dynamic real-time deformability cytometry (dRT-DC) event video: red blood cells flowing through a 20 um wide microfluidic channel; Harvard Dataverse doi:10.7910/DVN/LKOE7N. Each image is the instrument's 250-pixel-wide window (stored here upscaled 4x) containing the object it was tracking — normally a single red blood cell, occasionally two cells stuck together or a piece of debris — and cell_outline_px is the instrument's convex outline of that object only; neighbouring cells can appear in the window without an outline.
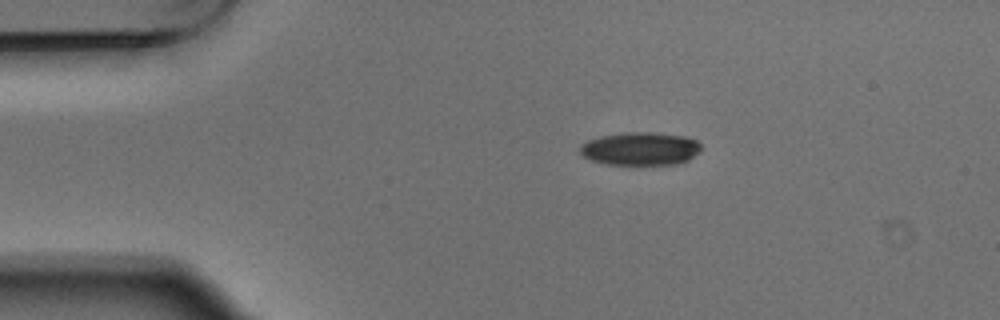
{"species": "Egyptian fruit bat (a non-hibernating species)", "species_latin": "Rousettus aegyptiacus", "temperature_condition": "warm", "stored_images_in_passage": 4, "camera_frame_rate_fps": 3000, "um_per_image_px": 0.085, "animal": {"sex": "male"}, "frame": {"image": 1, "passage_image": 2, "time_ms": 0.333, "image_size_px": [1000, 320], "cell_outline_px": [[700, 152], [688, 160], [676, 164], [604, 164], [592, 160], [584, 156], [580, 152], [580, 144], [588, 140], [600, 136], [628, 132], [656, 132], [684, 136], [696, 140], [700, 144]], "centroid_in_image_um": [54.43, 12.63], "position_along_channel_um": 30.6, "area_um2": 23.35}}
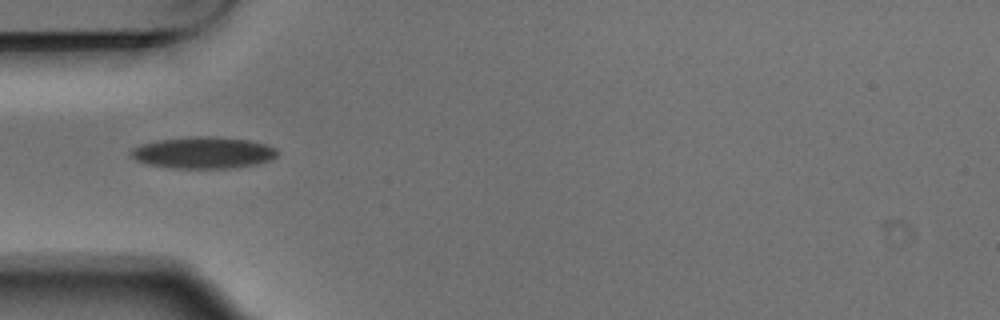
{"frame": {"image": 2, "passage_image": 4, "time_ms": 1.0, "image_size_px": [1000, 320], "cell_outline_px": [[276, 156], [272, 160], [256, 164], [232, 168], [172, 168], [148, 164], [136, 160], [128, 152], [132, 148], [144, 144], [160, 140], [188, 136], [216, 136], [248, 140], [268, 144], [276, 148]], "centroid_in_image_um": [17.31, 12.97], "position_along_channel_um": 67.7, "area_um2": 27.05}}